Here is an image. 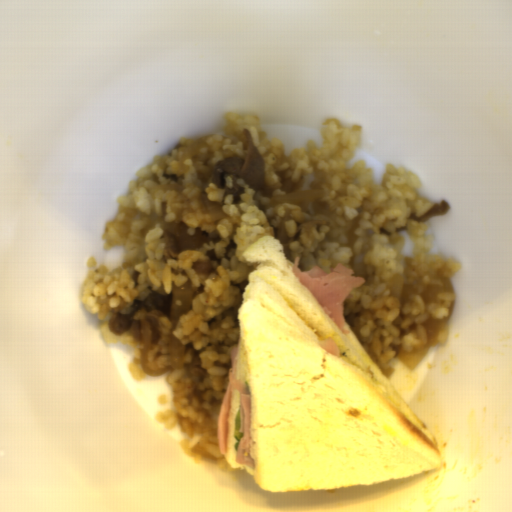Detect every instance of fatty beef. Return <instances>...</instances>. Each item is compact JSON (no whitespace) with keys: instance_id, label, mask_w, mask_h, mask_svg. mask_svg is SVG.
Returning <instances> with one entry per match:
<instances>
[{"instance_id":"obj_1","label":"fatty beef","mask_w":512,"mask_h":512,"mask_svg":"<svg viewBox=\"0 0 512 512\" xmlns=\"http://www.w3.org/2000/svg\"><path fill=\"white\" fill-rule=\"evenodd\" d=\"M243 143L247 149L244 158L229 156L223 161H218L212 170L211 183L224 190V194L232 195L233 201L239 202L243 193V187L239 184L241 178L247 186L258 190L265 198L273 196L275 190L269 185L264 161L257 151L247 129H242Z\"/></svg>"},{"instance_id":"obj_2","label":"fatty beef","mask_w":512,"mask_h":512,"mask_svg":"<svg viewBox=\"0 0 512 512\" xmlns=\"http://www.w3.org/2000/svg\"><path fill=\"white\" fill-rule=\"evenodd\" d=\"M174 293L163 294L150 291L142 300L133 301L127 314L114 313L107 321L108 330L116 335L128 333L142 342L140 321H148L152 337L150 344H157L161 338L158 322L169 318Z\"/></svg>"},{"instance_id":"obj_3","label":"fatty beef","mask_w":512,"mask_h":512,"mask_svg":"<svg viewBox=\"0 0 512 512\" xmlns=\"http://www.w3.org/2000/svg\"><path fill=\"white\" fill-rule=\"evenodd\" d=\"M189 226L185 221L165 227L162 238L166 239V247L162 253L164 259H175L180 253L200 249L205 243L211 242L209 232L196 228L194 234L188 233Z\"/></svg>"},{"instance_id":"obj_4","label":"fatty beef","mask_w":512,"mask_h":512,"mask_svg":"<svg viewBox=\"0 0 512 512\" xmlns=\"http://www.w3.org/2000/svg\"><path fill=\"white\" fill-rule=\"evenodd\" d=\"M185 347L184 354H188L190 357L189 362H183L182 367L185 368V372L188 376L194 378L197 382H203L206 379L207 373L202 366V360L200 353L205 351L202 349H194L193 343L183 345Z\"/></svg>"},{"instance_id":"obj_5","label":"fatty beef","mask_w":512,"mask_h":512,"mask_svg":"<svg viewBox=\"0 0 512 512\" xmlns=\"http://www.w3.org/2000/svg\"><path fill=\"white\" fill-rule=\"evenodd\" d=\"M450 209V203L442 199L440 202L434 203V205H432L422 216H418L417 214L412 213L408 217L409 219L415 220L418 223H425L432 217L443 216L447 214Z\"/></svg>"},{"instance_id":"obj_6","label":"fatty beef","mask_w":512,"mask_h":512,"mask_svg":"<svg viewBox=\"0 0 512 512\" xmlns=\"http://www.w3.org/2000/svg\"><path fill=\"white\" fill-rule=\"evenodd\" d=\"M280 187L282 191L287 193L300 191L301 187L304 185L303 178L299 181H294L291 177H287V172L285 170H278L276 172Z\"/></svg>"},{"instance_id":"obj_7","label":"fatty beef","mask_w":512,"mask_h":512,"mask_svg":"<svg viewBox=\"0 0 512 512\" xmlns=\"http://www.w3.org/2000/svg\"><path fill=\"white\" fill-rule=\"evenodd\" d=\"M275 239H279L280 244L283 245V254H285L287 260L292 262L293 258L290 250L291 239L287 234L285 223L280 222L277 225Z\"/></svg>"},{"instance_id":"obj_8","label":"fatty beef","mask_w":512,"mask_h":512,"mask_svg":"<svg viewBox=\"0 0 512 512\" xmlns=\"http://www.w3.org/2000/svg\"><path fill=\"white\" fill-rule=\"evenodd\" d=\"M191 268L196 274H208L212 271L210 261H195L192 263Z\"/></svg>"}]
</instances>
